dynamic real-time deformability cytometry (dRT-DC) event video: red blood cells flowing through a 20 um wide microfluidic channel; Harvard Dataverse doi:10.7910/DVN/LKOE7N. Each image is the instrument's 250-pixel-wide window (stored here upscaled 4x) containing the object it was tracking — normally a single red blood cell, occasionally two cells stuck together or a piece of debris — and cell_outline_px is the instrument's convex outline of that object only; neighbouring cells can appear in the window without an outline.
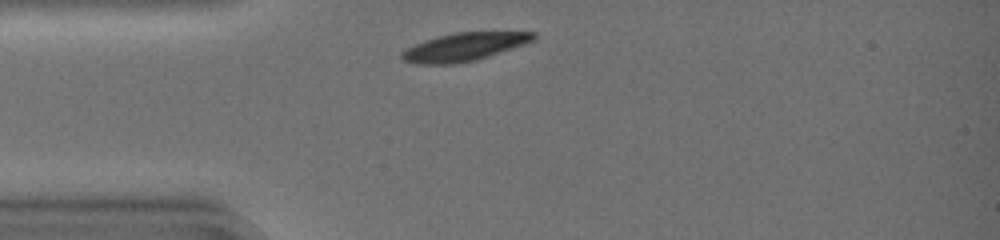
{"species": "common noctule bat (a hibernating species)", "species_latin": "Nyctalus noctula", "temperature_condition": "warm", "stored_images_in_passage": 31, "camera_frame_rate_fps": 3000, "um_per_image_px": 0.085, "animal": {"sex": "female", "body_mass_g": 19.0, "forearm_length_mm": 51.5}, "frame": {"image": 1, "passage_image": 2, "time_ms": 0.333, "image_size_px": [1000, 240], "cell_outline_px": [[536, 40], [476, 60], [456, 64], [412, 64], [404, 60], [400, 56], [400, 52], [424, 40], [436, 36], [456, 32], [536, 32]], "centroid_in_image_um": [39.43, 3.99], "position_along_channel_um": 45.6, "area_um2": 21.56}}
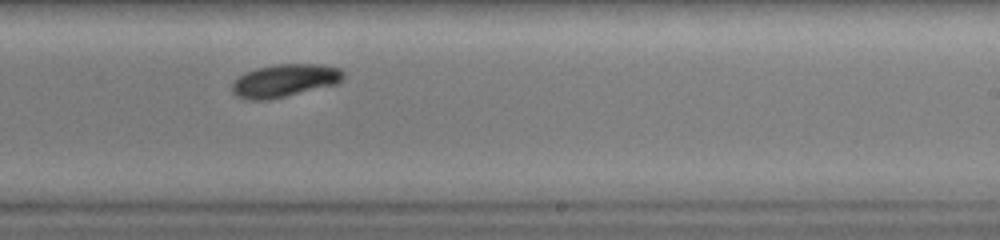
{"frame": {"image": 2, "passage_image": 19, "time_ms": 6.0, "image_size_px": [1000, 240], "cell_outline_px": [[344, 76], [340, 84], [268, 100], [244, 100], [236, 96], [232, 92], [232, 84], [244, 72], [256, 68], [276, 64], [324, 64], [340, 68], [344, 72]], "centroid_in_image_um": [24.23, 6.85], "position_along_channel_um": 264.8, "area_um2": 21.68}}
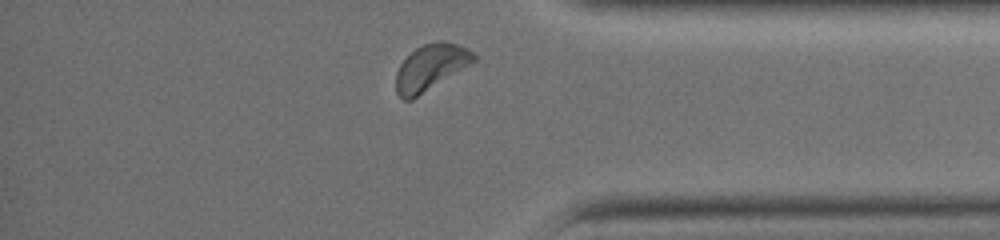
{"frame": {"image": 3, "passage_image": 29, "time_ms": 9.333, "image_size_px": [1000, 240], "cell_outline_px": [[476, 60], [472, 64], [412, 100], [404, 100], [396, 92], [396, 72], [400, 64], [416, 48], [424, 44], [440, 40], [456, 44], [468, 48], [476, 56]], "centroid_in_image_um": [36.62, 5.73], "position_along_channel_um": 398.6, "area_um2": 20.87}, "authors_computed_cell_mechanics": {"area_um2": 21.7906, "velocity_mm_per_s": 4.1204, "shape_relaxation_time_tau1_ms": 2.9182, "shape_relaxation_time_tau2_ms": null, "deformation_change_tau1": 0.1236, "deformation_change_tau2": null}}